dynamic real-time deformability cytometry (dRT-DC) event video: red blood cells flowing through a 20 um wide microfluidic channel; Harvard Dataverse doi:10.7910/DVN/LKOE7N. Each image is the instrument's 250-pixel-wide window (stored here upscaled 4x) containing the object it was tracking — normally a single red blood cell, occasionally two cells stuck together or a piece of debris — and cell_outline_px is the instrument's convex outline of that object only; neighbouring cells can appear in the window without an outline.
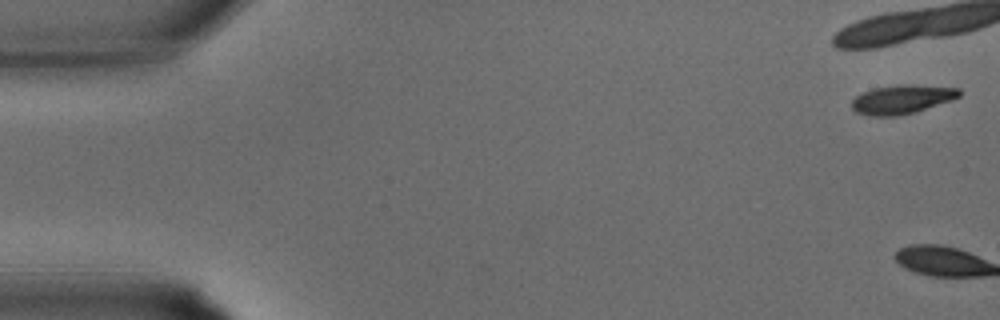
{"species": "common noctule bat (a hibernating species)", "species_latin": "Nyctalus noctula", "temperature_condition": "warm", "stored_images_in_passage": 2, "camera_frame_rate_fps": 3000, "um_per_image_px": 0.085, "animal": {"sex": "male", "body_mass_g": 15.6}, "frame": {"image": 1, "passage_image": 1, "time_ms": 0.0, "image_size_px": [1000, 320], "cell_outline_px": [[960, 96], [952, 100], [916, 112], [896, 116], [872, 116], [856, 112], [852, 108], [852, 100], [856, 96], [864, 92], [876, 88], [900, 84], [908, 84], [960, 88]], "centroid_in_image_um": [76.68, 8.45], "position_along_channel_um": 8.3, "area_um2": 18.03}}